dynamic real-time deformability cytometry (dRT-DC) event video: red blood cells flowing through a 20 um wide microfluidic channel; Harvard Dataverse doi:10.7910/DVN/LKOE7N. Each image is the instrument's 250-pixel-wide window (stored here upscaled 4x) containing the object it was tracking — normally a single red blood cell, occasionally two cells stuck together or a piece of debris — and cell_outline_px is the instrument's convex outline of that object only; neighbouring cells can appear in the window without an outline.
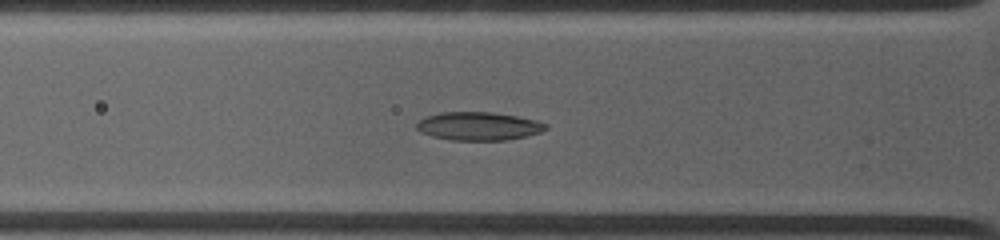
{"species": "common noctule bat (a hibernating species)", "species_latin": "Nyctalus noctula", "temperature_condition": "warm", "stored_images_in_passage": 8, "camera_frame_rate_fps": 4500, "um_per_image_px": 0.085, "animal": {"sex": "female", "body_mass_g": 19.0, "forearm_length_mm": 53.3}, "frame": {"image": 1, "passage_image": 5, "time_ms": 2.667, "image_size_px": [1000, 240], "cell_outline_px": [[548, 128], [540, 132], [508, 140], [452, 140], [432, 136], [420, 132], [416, 128], [416, 124], [424, 116], [440, 112], [492, 112], [516, 116], [536, 120], [548, 124]], "centroid_in_image_um": [40.66, 10.72], "position_along_channel_um": 85.1, "area_um2": 21.33}}
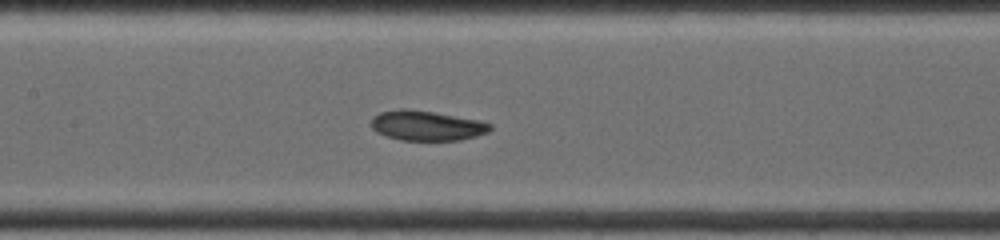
{"frame": {"image": 2, "passage_image": 8, "time_ms": 4.889, "image_size_px": [1000, 240], "cell_outline_px": [[492, 128], [488, 132], [476, 136], [460, 140], [400, 140], [376, 132], [372, 128], [372, 116], [380, 112], [400, 108], [408, 108], [480, 120], [492, 124]], "centroid_in_image_um": [36.27, 10.67], "position_along_channel_um": 171.1, "area_um2": 20.75}}